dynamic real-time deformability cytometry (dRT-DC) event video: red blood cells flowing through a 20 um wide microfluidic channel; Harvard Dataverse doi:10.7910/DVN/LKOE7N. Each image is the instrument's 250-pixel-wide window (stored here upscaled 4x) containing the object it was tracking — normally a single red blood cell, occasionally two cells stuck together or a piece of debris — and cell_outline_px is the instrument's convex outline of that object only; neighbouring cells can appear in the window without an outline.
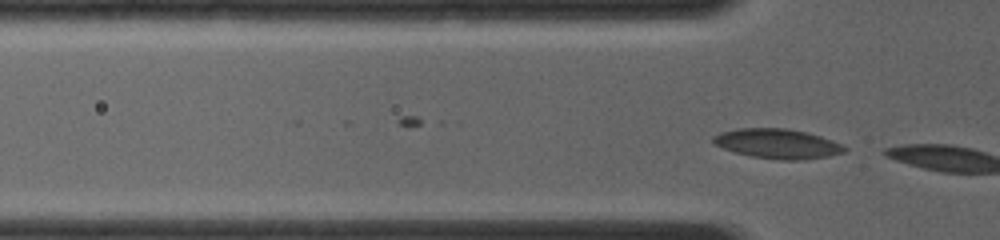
{"species": "common noctule bat (a hibernating species)", "species_latin": "Nyctalus noctula", "temperature_condition": "room temperature", "stored_images_in_passage": 11, "camera_frame_rate_fps": 4000, "um_per_image_px": 0.085, "animal": {"sex": "female", "body_mass_g": 19.0, "forearm_length_mm": 56.7}, "frame": {"image": 1, "passage_image": 11, "time_ms": 2.75, "image_size_px": [1000, 240], "cell_outline_px": [[848, 148], [844, 152], [828, 156], [804, 160], [780, 160], [752, 156], [736, 152], [712, 144], [712, 136], [720, 132], [736, 128], [788, 128], [820, 136], [832, 140]], "centroid_in_image_um": [66.06, 12.21], "position_along_channel_um": 59.7, "area_um2": 22.72}}